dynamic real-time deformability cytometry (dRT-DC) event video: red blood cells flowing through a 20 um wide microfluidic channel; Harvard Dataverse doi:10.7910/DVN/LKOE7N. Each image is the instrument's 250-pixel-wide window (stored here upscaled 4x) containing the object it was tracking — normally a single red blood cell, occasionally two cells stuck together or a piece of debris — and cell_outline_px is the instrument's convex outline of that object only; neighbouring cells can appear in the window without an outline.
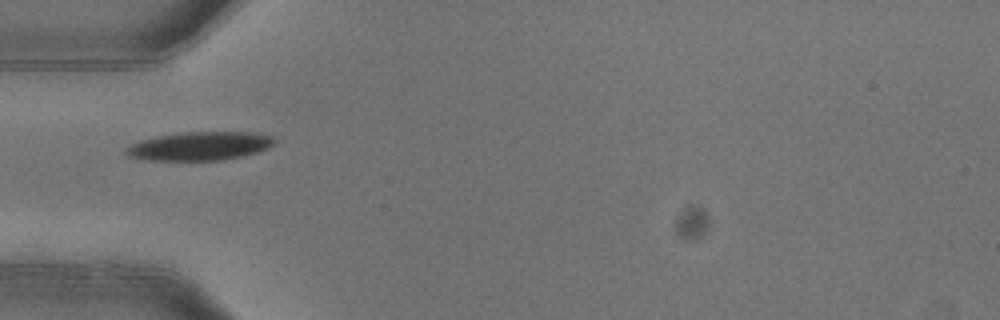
{"species": "common noctule bat (a hibernating species)", "species_latin": "Nyctalus noctula", "temperature_condition": "warm", "stored_images_in_passage": 6, "camera_frame_rate_fps": 3000, "um_per_image_px": 0.085, "animal": {"sex": "female"}, "frame": {"image": 1, "passage_image": 5, "time_ms": 1.333, "image_size_px": [1000, 320], "cell_outline_px": [[272, 144], [268, 148], [256, 152], [240, 156], [220, 160], [152, 160], [128, 156], [124, 152], [124, 148], [140, 140], [180, 132], [252, 132], [272, 136]], "centroid_in_image_um": [16.93, 12.41], "position_along_channel_um": 68.1, "area_um2": 24.33}}